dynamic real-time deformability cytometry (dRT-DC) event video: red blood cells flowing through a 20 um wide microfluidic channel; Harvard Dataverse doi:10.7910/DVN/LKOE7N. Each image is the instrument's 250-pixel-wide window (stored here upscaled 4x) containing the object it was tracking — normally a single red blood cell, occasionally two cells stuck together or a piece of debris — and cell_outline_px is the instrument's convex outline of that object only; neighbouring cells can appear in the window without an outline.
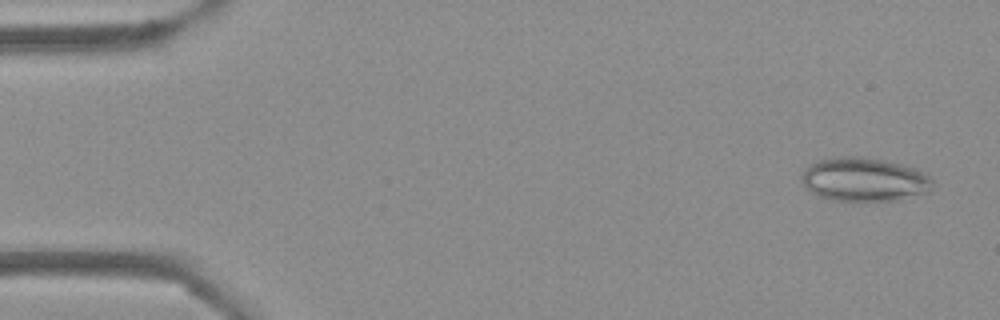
{"species": "Egyptian fruit bat (a non-hibernating species)", "species_latin": "Rousettus aegyptiacus", "temperature_condition": "cold", "stored_images_in_passage": 53, "camera_frame_rate_fps": 3000, "um_per_image_px": 0.085, "frame": {"image": 1, "passage_image": 3, "time_ms": 0.667, "image_size_px": [1000, 320], "cell_outline_px": [[936, 184], [932, 192], [900, 200], [832, 200], [820, 196], [812, 192], [804, 184], [800, 176], [816, 160], [844, 156], [860, 156], [900, 164], [916, 168], [924, 172]], "centroid_in_image_um": [73.54, 15.26], "position_along_channel_um": 11.5, "area_um2": 33.35}}
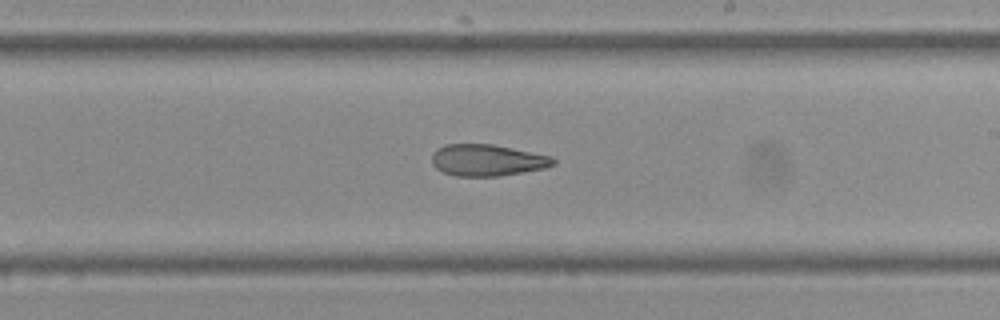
{"frame": {"image": 2, "passage_image": 31, "time_ms": 10.0, "image_size_px": [1000, 320], "cell_outline_px": [[556, 164], [544, 168], [524, 172], [500, 176], [456, 176], [440, 172], [432, 164], [432, 152], [436, 148], [444, 144], [492, 144], [552, 156], [556, 160]], "centroid_in_image_um": [41.39, 13.62], "position_along_channel_um": 247.6, "area_um2": 22.6}}
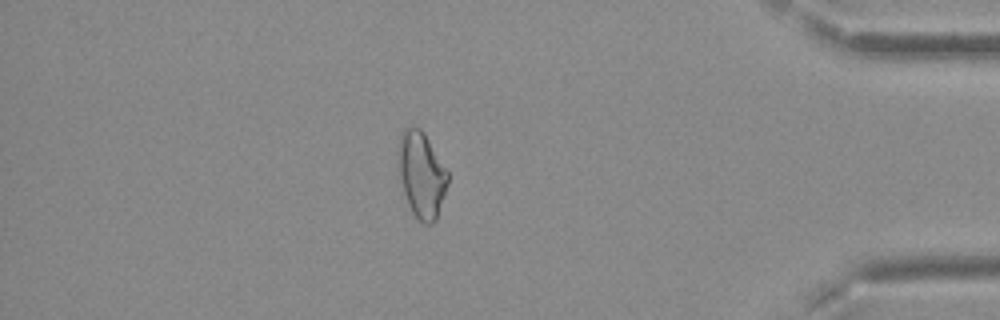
{"frame": {"image": 3, "passage_image": 46, "time_ms": 15.0, "image_size_px": [1000, 320], "cell_outline_px": [[448, 184], [436, 220], [432, 224], [424, 224], [412, 212], [408, 204], [396, 176], [396, 152], [400, 132], [404, 128], [412, 124], [420, 128], [424, 132], [448, 172]], "centroid_in_image_um": [35.75, 14.79], "position_along_channel_um": 399.4, "area_um2": 25.72}, "authors_computed_cell_mechanics": {"area_um2": 25.721, "velocity_mm_per_s": 3.8016, "shape_relaxation_time_tau1_ms": null, "shape_relaxation_time_tau2_ms": 4.5989, "deformation_change_tau1": null, "deformation_change_tau2": 0.1402}}